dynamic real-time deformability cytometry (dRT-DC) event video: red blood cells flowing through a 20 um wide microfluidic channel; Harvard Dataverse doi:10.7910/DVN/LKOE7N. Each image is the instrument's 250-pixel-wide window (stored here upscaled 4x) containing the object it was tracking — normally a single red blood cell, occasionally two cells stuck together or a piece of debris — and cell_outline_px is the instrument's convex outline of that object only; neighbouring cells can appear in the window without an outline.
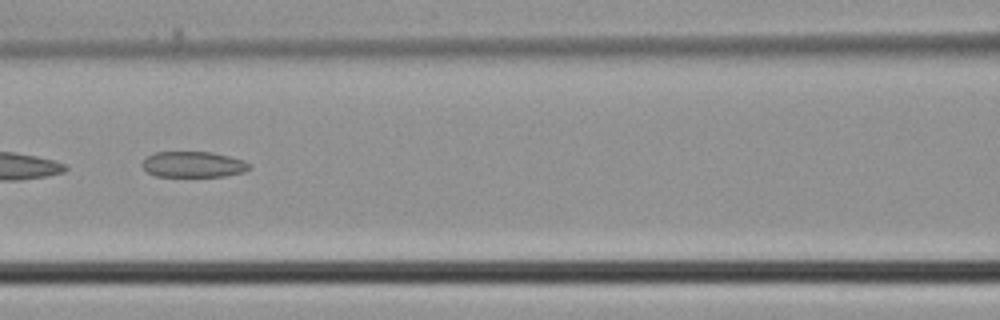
{"species": "common noctule bat (a hibernating species)", "species_latin": "Nyctalus noctula", "temperature_condition": "cold", "stored_images_in_passage": 6, "camera_frame_rate_fps": 3000, "um_per_image_px": 0.085, "animal": {"sex": "male", "body_mass_g": 21.5, "forearm_length_mm": 52.0}, "frame": {"image": 1, "passage_image": 6, "time_ms": 1.667, "image_size_px": [1000, 320], "cell_outline_px": [[248, 168], [244, 172], [224, 176], [156, 176], [148, 172], [140, 164], [148, 156], [156, 152], [212, 152], [228, 156], [240, 160], [248, 164]], "centroid_in_image_um": [16.37, 13.97], "position_along_channel_um": 150.2, "area_um2": 15.78}}